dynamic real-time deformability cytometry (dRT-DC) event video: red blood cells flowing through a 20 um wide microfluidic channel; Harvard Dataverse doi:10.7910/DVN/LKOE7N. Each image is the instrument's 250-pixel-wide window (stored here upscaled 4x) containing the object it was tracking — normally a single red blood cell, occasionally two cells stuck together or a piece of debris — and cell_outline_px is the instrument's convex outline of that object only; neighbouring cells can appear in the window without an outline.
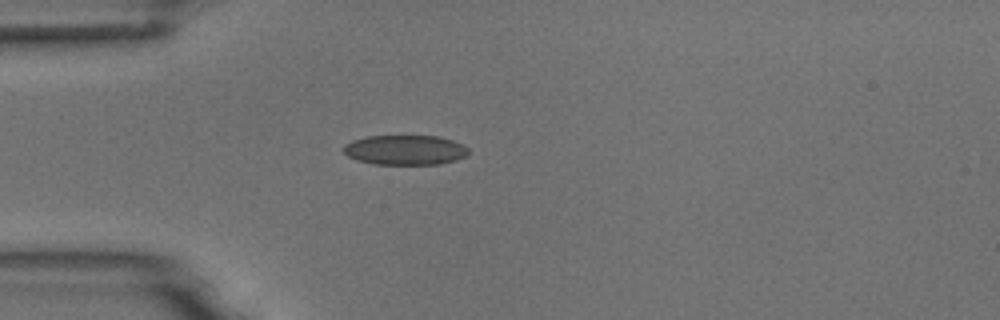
{"species": "common noctule bat (a hibernating species)", "species_latin": "Nyctalus noctula", "temperature_condition": "room temperature", "stored_images_in_passage": 40, "camera_frame_rate_fps": 3000, "um_per_image_px": 0.085, "animal": {"sex": "male", "body_mass_g": 18.8}, "frame": {"image": 1, "passage_image": 1, "time_ms": 0.0, "image_size_px": [1000, 320], "cell_outline_px": [[468, 152], [464, 156], [456, 160], [440, 164], [372, 164], [356, 160], [348, 156], [344, 152], [344, 144], [352, 140], [364, 136], [440, 136], [464, 144], [468, 148]], "centroid_in_image_um": [34.42, 12.74], "position_along_channel_um": 50.6, "area_um2": 21.85}}
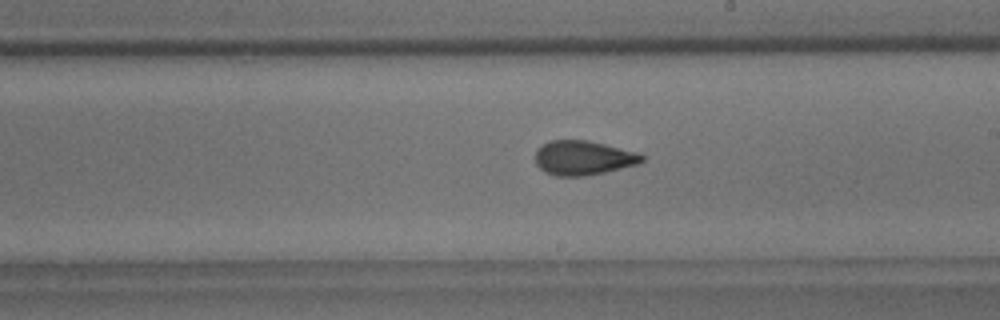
{"frame": {"image": 2, "passage_image": 17, "time_ms": 5.333, "image_size_px": [1000, 320], "cell_outline_px": [[644, 160], [636, 164], [604, 172], [584, 176], [556, 176], [544, 172], [536, 164], [536, 148], [548, 140], [588, 140], [636, 152], [644, 156]], "centroid_in_image_um": [49.52, 13.41], "position_along_channel_um": 239.5, "area_um2": 21.27}}
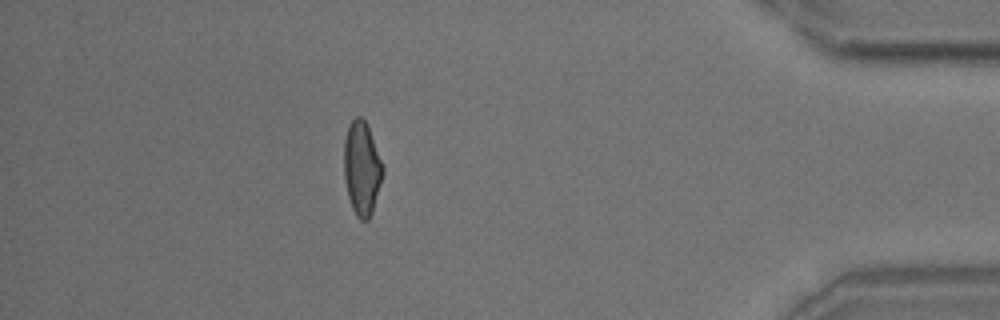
{"frame": {"image": 3, "passage_image": 34, "time_ms": 11.0, "image_size_px": [1000, 320], "cell_outline_px": [[384, 172], [372, 212], [368, 220], [360, 220], [356, 216], [352, 208], [348, 196], [344, 176], [344, 140], [348, 124], [356, 116], [360, 116], [364, 120], [368, 128], [384, 168]], "centroid_in_image_um": [30.74, 14.31], "position_along_channel_um": 404.5, "area_um2": 21.04}, "authors_computed_cell_mechanics": {"area_um2": 21.1548, "velocity_mm_per_s": 3.7186, "shape_relaxation_time_tau1_ms": 9.6076, "shape_relaxation_time_tau2_ms": 1.3935, "deformation_change_tau1": 0.198, "deformation_change_tau2": 0.0747}}